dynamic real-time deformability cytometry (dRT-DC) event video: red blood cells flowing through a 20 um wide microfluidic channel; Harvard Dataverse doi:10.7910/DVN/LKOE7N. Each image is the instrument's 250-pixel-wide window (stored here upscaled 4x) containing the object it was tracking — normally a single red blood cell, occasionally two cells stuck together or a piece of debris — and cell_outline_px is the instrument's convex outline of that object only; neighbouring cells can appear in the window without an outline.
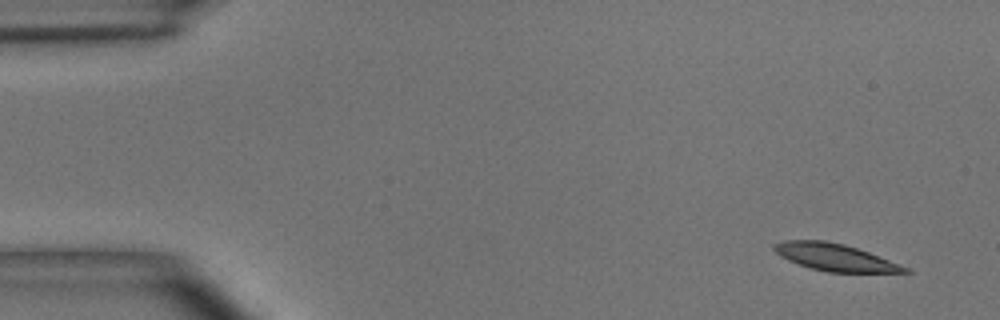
{"species": "common noctule bat (a hibernating species)", "species_latin": "Nyctalus noctula", "temperature_condition": "room temperature", "stored_images_in_passage": 5, "segment_of_instrument_passage": [2, 2], "camera_frame_rate_fps": 3000, "um_per_image_px": 0.085, "animal": {"sex": "male", "body_mass_g": 15.6}, "frame": {"image": 1, "passage_image": 5, "time_ms": 5.0, "image_size_px": [1000, 320], "cell_outline_px": [[912, 272], [828, 272], [812, 268], [788, 260], [780, 256], [772, 248], [772, 244], [784, 240], [824, 240], [844, 244], [868, 252], [908, 268]], "centroid_in_image_um": [70.9, 21.85], "position_along_channel_um": 14.1, "area_um2": 20.29}}